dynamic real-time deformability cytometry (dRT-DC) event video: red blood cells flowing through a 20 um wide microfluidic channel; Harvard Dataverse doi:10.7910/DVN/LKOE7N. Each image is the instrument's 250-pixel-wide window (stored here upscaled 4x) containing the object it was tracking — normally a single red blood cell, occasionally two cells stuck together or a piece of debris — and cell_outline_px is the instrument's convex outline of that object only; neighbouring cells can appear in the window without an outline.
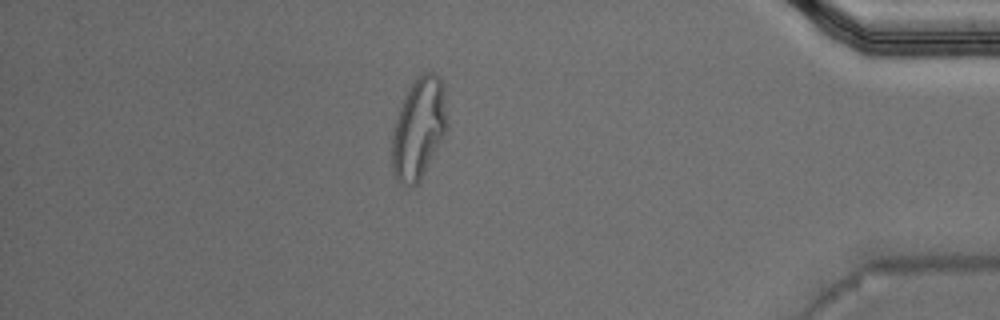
{"species": "Egyptian fruit bat (a non-hibernating species)", "species_latin": "Rousettus aegyptiacus", "temperature_condition": "warm", "stored_images_in_passage": 49, "camera_frame_rate_fps": 3000, "um_per_image_px": 0.085, "animal": {"sex": "male"}, "frame": {"image": 1, "passage_image": 42, "time_ms": 13.667, "image_size_px": [1000, 320], "cell_outline_px": [[448, 124], [420, 180], [416, 184], [408, 188], [400, 184], [396, 180], [392, 168], [392, 136], [396, 120], [404, 96], [412, 84], [424, 72], [432, 72], [440, 76], [444, 88]], "centroid_in_image_um": [35.58, 10.92], "position_along_channel_um": 399.6, "area_um2": 32.02}, "authors_computed_cell_mechanics": {"area_um2": 21.7328, "velocity_mm_per_s": 3.8057, "shape_relaxation_time_tau1_ms": null, "shape_relaxation_time_tau2_ms": 1.122, "deformation_change_tau1": null, "deformation_change_tau2": 0.0844}}